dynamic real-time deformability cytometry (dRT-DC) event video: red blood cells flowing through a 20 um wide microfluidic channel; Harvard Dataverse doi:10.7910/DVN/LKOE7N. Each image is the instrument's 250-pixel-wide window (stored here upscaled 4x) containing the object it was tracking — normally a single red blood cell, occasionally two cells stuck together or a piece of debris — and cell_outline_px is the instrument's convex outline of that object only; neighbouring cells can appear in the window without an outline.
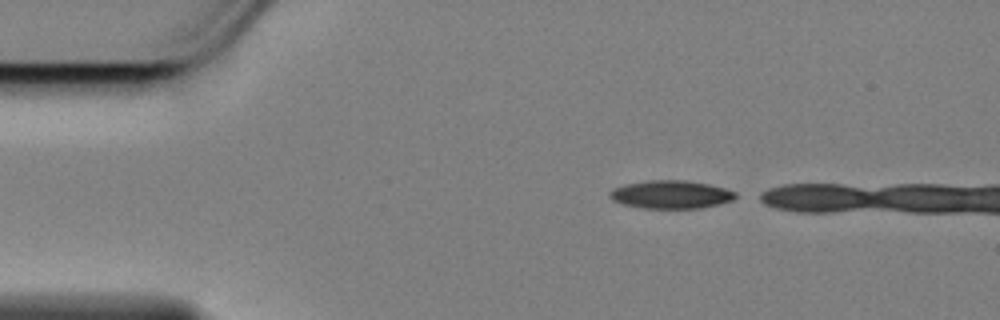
{"species": "Egyptian fruit bat (a non-hibernating species)", "species_latin": "Rousettus aegyptiacus", "temperature_condition": "cold", "stored_images_in_passage": 5, "camera_frame_rate_fps": 3000, "um_per_image_px": 0.085, "animal": {"sex": "female"}, "frame": {"image": 1, "passage_image": 1, "time_ms": 0.0, "image_size_px": [1000, 320], "cell_outline_px": [[736, 196], [732, 200], [720, 204], [700, 208], [640, 208], [624, 204], [612, 200], [608, 196], [608, 192], [612, 188], [628, 184], [652, 180], [684, 180], [708, 184], [724, 188], [736, 192]], "centroid_in_image_um": [57.01, 16.54], "position_along_channel_um": 28.0, "area_um2": 20.52}}